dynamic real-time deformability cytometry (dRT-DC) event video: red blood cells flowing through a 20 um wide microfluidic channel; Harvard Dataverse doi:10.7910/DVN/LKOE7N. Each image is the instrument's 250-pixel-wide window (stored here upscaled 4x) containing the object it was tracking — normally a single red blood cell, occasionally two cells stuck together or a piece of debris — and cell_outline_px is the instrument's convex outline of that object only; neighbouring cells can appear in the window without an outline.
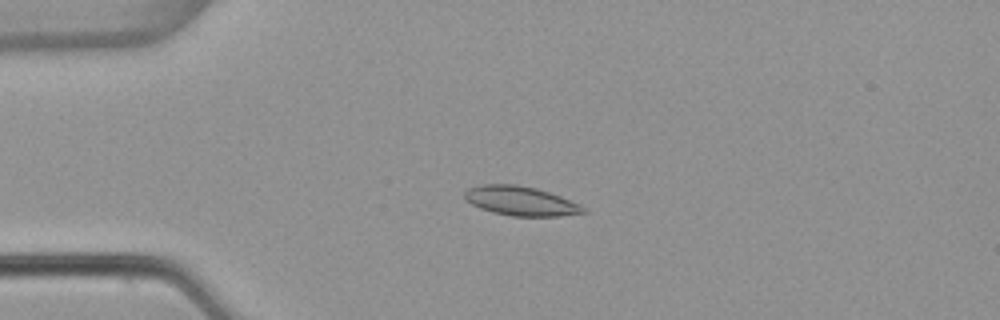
{"species": "common noctule bat (a hibernating species)", "species_latin": "Nyctalus noctula", "temperature_condition": "warm", "stored_images_in_passage": 13, "camera_frame_rate_fps": 3000, "um_per_image_px": 0.085, "animal": {"sex": "female", "body_mass_g": 22.7, "forearm_length_mm": 54.2}, "frame": {"image": 1, "passage_image": 13, "time_ms": 4.0, "image_size_px": [1000, 320], "cell_outline_px": [[588, 212], [560, 216], [512, 216], [492, 212], [480, 208], [464, 200], [464, 192], [468, 188], [484, 184], [516, 184], [536, 188], [560, 196], [580, 204], [588, 208]], "centroid_in_image_um": [44.27, 17.08], "position_along_channel_um": 40.7, "area_um2": 20.4}}